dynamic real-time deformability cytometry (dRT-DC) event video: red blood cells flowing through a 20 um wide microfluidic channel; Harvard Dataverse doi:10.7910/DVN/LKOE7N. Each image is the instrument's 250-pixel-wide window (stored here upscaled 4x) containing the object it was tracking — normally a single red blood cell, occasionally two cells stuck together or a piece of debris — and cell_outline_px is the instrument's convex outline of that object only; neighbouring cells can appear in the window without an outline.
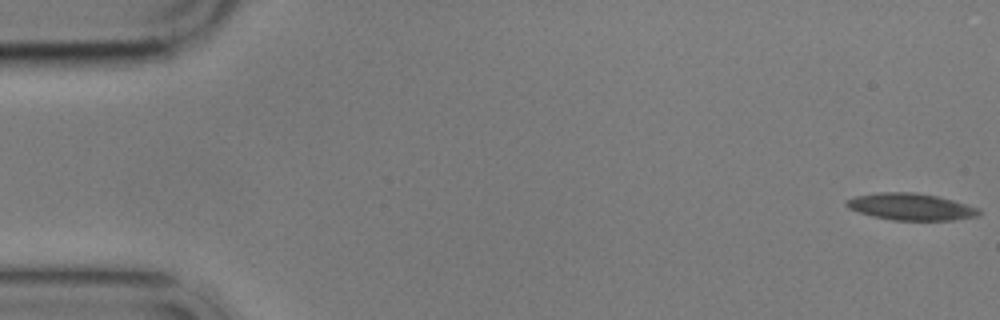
{"species": "common noctule bat (a hibernating species)", "species_latin": "Nyctalus noctula", "temperature_condition": "cold", "stored_images_in_passage": 5, "camera_frame_rate_fps": 3000, "um_per_image_px": 0.085, "animal": {"sex": "male", "body_mass_g": 17.9}, "frame": {"image": 1, "passage_image": 1, "time_ms": 0.0, "image_size_px": [1000, 320], "cell_outline_px": [[980, 216], [952, 220], [892, 220], [872, 216], [848, 208], [844, 204], [844, 200], [856, 196], [880, 192], [912, 192], [936, 196], [952, 200], [980, 208]], "centroid_in_image_um": [77.41, 17.58], "position_along_channel_um": 7.6, "area_um2": 20.69}}
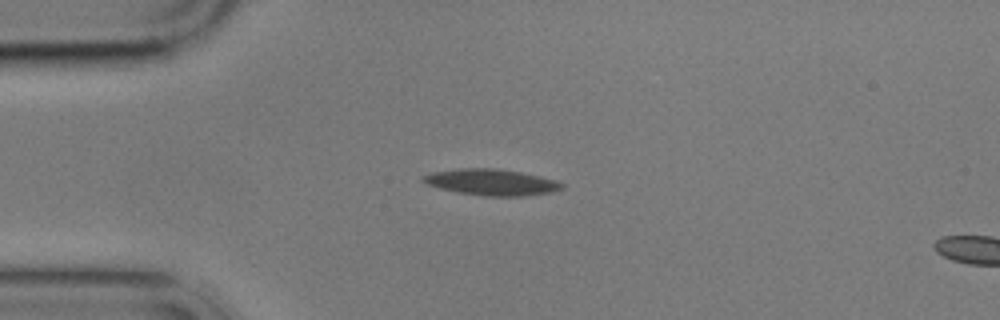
{"frame": {"image": 2, "passage_image": 4, "time_ms": 4.333, "image_size_px": [1000, 320], "cell_outline_px": [[564, 188], [552, 192], [524, 196], [484, 196], [460, 192], [440, 188], [428, 184], [420, 180], [420, 176], [432, 172], [460, 168], [496, 168], [520, 172], [540, 176], [556, 180], [564, 184]], "centroid_in_image_um": [41.78, 15.48], "position_along_channel_um": 43.2, "area_um2": 21.21}}